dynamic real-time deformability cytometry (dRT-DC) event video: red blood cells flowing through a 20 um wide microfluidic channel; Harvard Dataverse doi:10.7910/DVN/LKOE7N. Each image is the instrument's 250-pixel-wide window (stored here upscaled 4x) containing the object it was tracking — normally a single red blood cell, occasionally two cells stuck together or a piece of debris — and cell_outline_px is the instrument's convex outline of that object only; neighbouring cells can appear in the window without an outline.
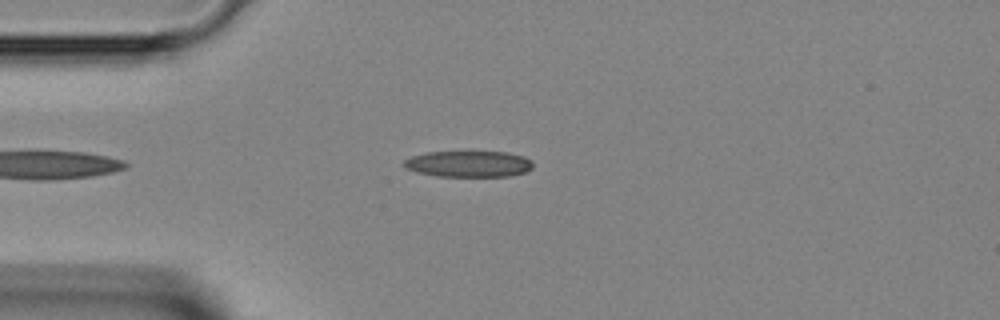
{"species": "Egyptian fruit bat (a non-hibernating species)", "species_latin": "Rousettus aegyptiacus", "temperature_condition": "room temperature", "stored_images_in_passage": 28, "camera_frame_rate_fps": 3000, "um_per_image_px": 0.085, "animal": {"sex": "female"}, "frame": {"image": 1, "passage_image": 2, "time_ms": 0.333, "image_size_px": [1000, 320], "cell_outline_px": [[532, 168], [524, 172], [508, 176], [440, 176], [416, 172], [404, 168], [404, 160], [412, 156], [428, 152], [508, 152], [524, 156], [532, 160]], "centroid_in_image_um": [39.84, 13.93], "position_along_channel_um": 45.2, "area_um2": 19.59}}
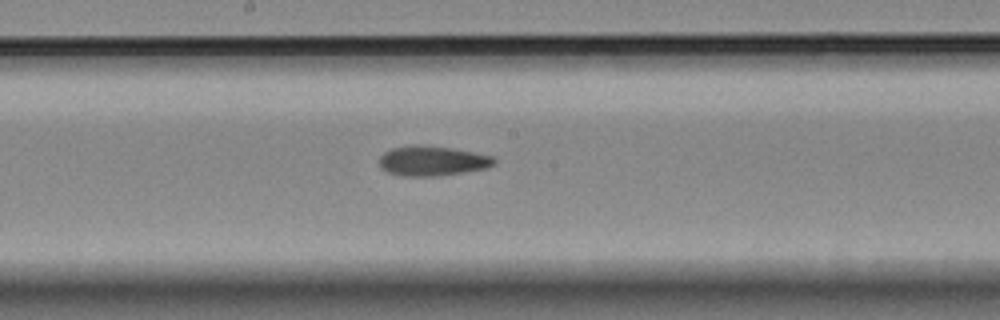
{"frame": {"image": 2, "passage_image": 14, "time_ms": 4.333, "image_size_px": [1000, 320], "cell_outline_px": [[496, 164], [488, 168], [436, 176], [404, 176], [388, 172], [380, 168], [380, 156], [384, 152], [392, 148], [416, 144], [420, 144], [452, 148], [492, 156], [496, 160]], "centroid_in_image_um": [36.74, 13.67], "position_along_channel_um": 211.5, "area_um2": 20.0}}
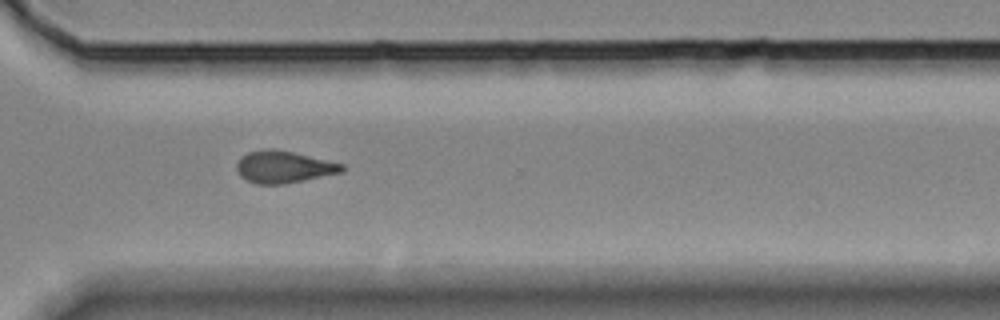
{"frame": {"image": 3, "passage_image": 23, "time_ms": 7.333, "image_size_px": [1000, 320], "cell_outline_px": [[344, 172], [284, 184], [256, 184], [240, 176], [236, 168], [236, 164], [240, 156], [248, 152], [264, 148], [272, 148], [292, 152], [344, 164]], "centroid_in_image_um": [24.09, 14.18], "position_along_channel_um": 346.5, "area_um2": 19.71}}